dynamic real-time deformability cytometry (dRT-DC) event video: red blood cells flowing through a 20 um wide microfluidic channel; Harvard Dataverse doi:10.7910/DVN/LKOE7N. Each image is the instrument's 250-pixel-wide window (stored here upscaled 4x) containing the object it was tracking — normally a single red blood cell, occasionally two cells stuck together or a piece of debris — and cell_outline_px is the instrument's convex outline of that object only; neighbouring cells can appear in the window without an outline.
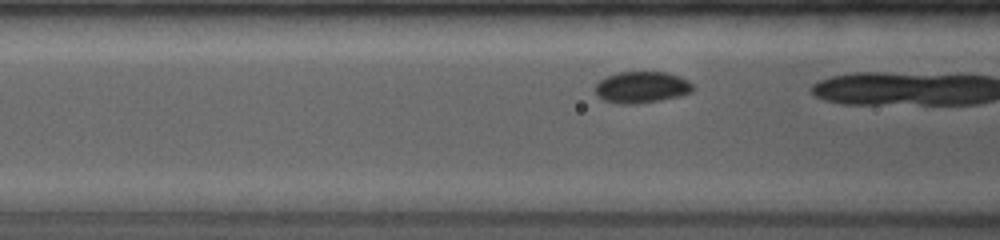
{"species": "common noctule bat (a hibernating species)", "species_latin": "Nyctalus noctula", "temperature_condition": "room temperature", "stored_images_in_passage": 17, "camera_frame_rate_fps": 4000, "um_per_image_px": 0.085, "animal": {"sex": "female", "body_mass_g": 19.0, "forearm_length_mm": 53.3}, "frame": {"image": 1, "passage_image": 8, "time_ms": 1.25, "image_size_px": [1000, 240], "cell_outline_px": [[692, 92], [680, 96], [660, 100], [636, 104], [616, 104], [604, 100], [592, 88], [600, 80], [608, 76], [620, 72], [668, 72], [680, 76], [688, 80], [692, 84]], "centroid_in_image_um": [54.54, 7.42], "position_along_channel_um": 112.1, "area_um2": 17.98}}